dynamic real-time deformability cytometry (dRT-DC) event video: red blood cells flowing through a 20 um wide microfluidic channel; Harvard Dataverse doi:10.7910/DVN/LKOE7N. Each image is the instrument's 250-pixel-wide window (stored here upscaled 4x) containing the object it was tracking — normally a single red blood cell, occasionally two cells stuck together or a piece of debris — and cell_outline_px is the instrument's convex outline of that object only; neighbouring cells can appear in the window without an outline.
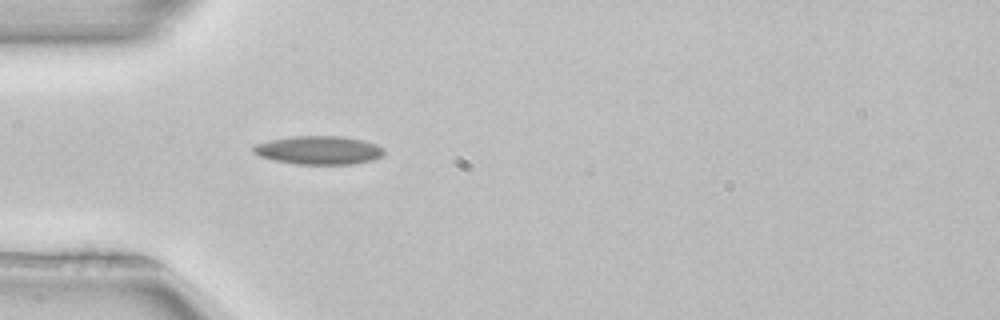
{"species": "common noctule bat (a hibernating species)", "species_latin": "Nyctalus noctula", "temperature_condition": "room temperature", "stored_images_in_passage": 51, "camera_frame_rate_fps": 3000, "um_per_image_px": 0.085, "animal": {"sex": "female", "body_mass_g": 22.7, "forearm_length_mm": 54.2}, "frame": {"image": 1, "passage_image": 15, "time_ms": 4.667, "image_size_px": [1000, 320], "cell_outline_px": [[384, 156], [372, 160], [352, 164], [296, 164], [276, 160], [260, 156], [252, 152], [252, 148], [256, 144], [268, 140], [292, 136], [344, 136], [376, 144], [384, 148]], "centroid_in_image_um": [27.1, 12.76], "position_along_channel_um": 57.9, "area_um2": 21.68}}
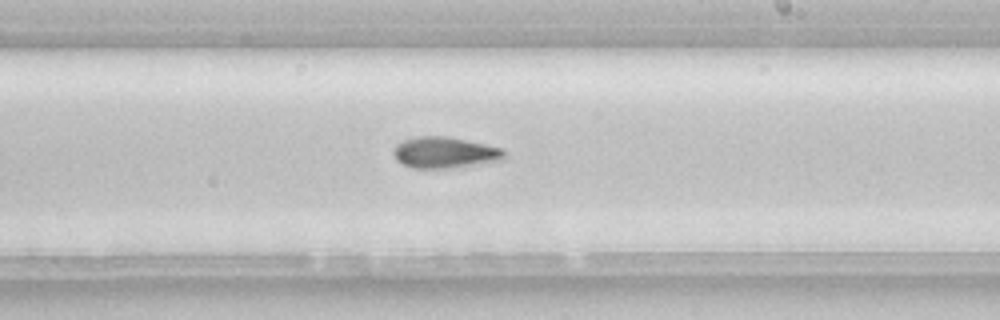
{"frame": {"image": 2, "passage_image": 30, "time_ms": 9.667, "image_size_px": [1000, 320], "cell_outline_px": [[504, 160], [448, 168], [412, 168], [396, 160], [392, 152], [392, 148], [396, 144], [404, 140], [416, 136], [444, 136], [504, 148]], "centroid_in_image_um": [37.77, 12.96], "position_along_channel_um": 251.2, "area_um2": 20.06}}